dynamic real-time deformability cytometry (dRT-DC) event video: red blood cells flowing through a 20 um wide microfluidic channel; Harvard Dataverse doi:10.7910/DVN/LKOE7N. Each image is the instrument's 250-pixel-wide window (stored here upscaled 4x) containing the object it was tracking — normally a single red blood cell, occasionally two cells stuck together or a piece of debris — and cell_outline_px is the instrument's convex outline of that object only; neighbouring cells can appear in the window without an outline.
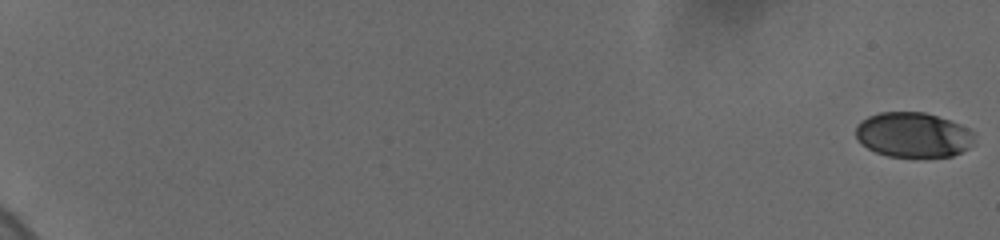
{"species": "human", "species_latin": "Homo sapiens", "temperature_condition": "cold", "stored_images_in_passage": 10, "camera_frame_rate_fps": 3000, "um_per_image_px": 0.085, "donor": {"sex": "female"}, "frame": {"image": 1, "passage_image": 1, "time_ms": 0.0, "image_size_px": [1000, 240], "cell_outline_px": [[972, 144], [968, 148], [952, 156], [888, 156], [876, 152], [860, 144], [856, 136], [856, 124], [860, 120], [868, 116], [880, 112], [924, 112], [960, 124], [968, 128], [972, 132]], "centroid_in_image_um": [77.57, 11.45], "position_along_channel_um": 7.4, "area_um2": 30.87}}
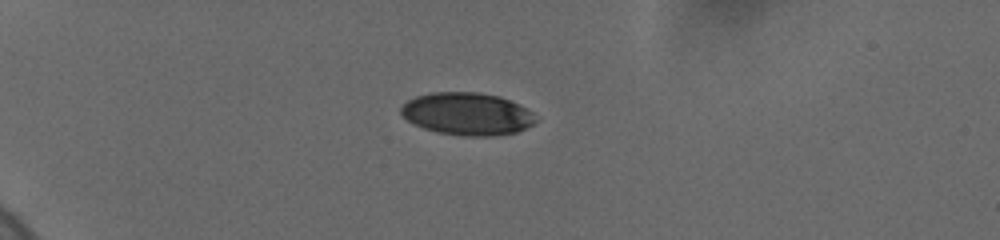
{"frame": {"image": 2, "passage_image": 6, "time_ms": 6.0, "image_size_px": [1000, 240], "cell_outline_px": [[536, 120], [532, 124], [516, 132], [496, 136], [464, 136], [440, 132], [424, 128], [408, 120], [400, 112], [400, 108], [408, 100], [416, 96], [432, 92], [480, 92], [500, 96], [520, 104], [528, 108], [532, 112]], "centroid_in_image_um": [39.73, 9.66], "position_along_channel_um": 45.3, "area_um2": 33.29}}
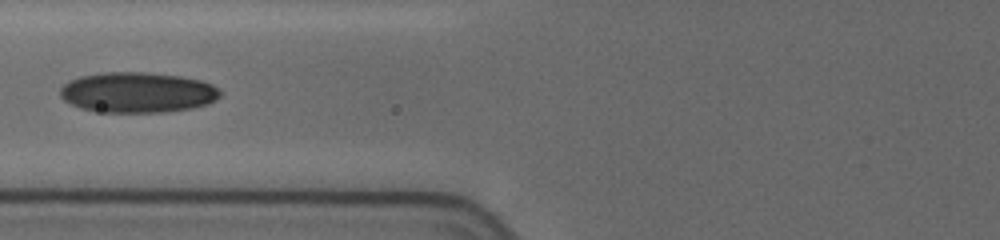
{"frame": {"image": 3, "passage_image": 9, "time_ms": 9.333, "image_size_px": [1000, 240], "cell_outline_px": [[220, 96], [216, 100], [208, 104], [192, 108], [164, 112], [96, 112], [80, 108], [64, 100], [60, 96], [60, 88], [68, 80], [80, 76], [104, 72], [148, 72], [180, 76], [200, 80], [212, 84], [220, 88]], "centroid_in_image_um": [11.69, 7.85], "position_along_channel_um": 114.1, "area_um2": 38.03}}